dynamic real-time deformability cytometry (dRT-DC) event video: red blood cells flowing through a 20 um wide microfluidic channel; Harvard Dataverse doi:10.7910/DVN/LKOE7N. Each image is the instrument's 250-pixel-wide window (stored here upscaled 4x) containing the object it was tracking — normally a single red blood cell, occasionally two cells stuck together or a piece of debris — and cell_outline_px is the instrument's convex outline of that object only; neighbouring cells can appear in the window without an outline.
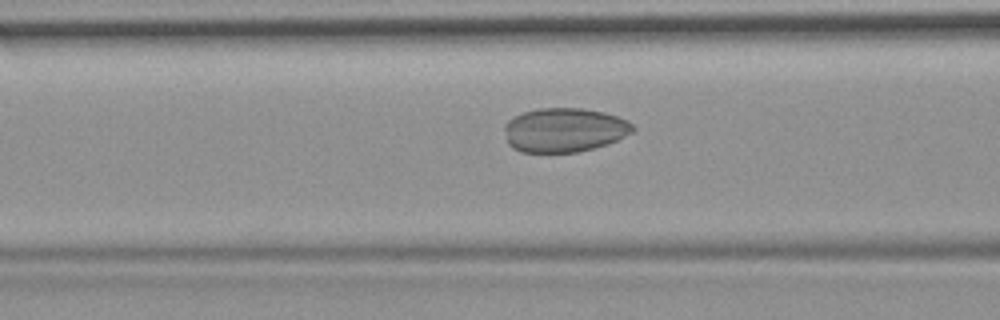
{"species": "common noctule bat (a hibernating species)", "species_latin": "Nyctalus noctula", "temperature_condition": "room temperature", "stored_images_in_passage": 55, "camera_frame_rate_fps": 3000, "um_per_image_px": 0.085, "animal": {"sex": "female", "body_mass_g": 19.9}, "frame": {"image": 1, "passage_image": 22, "time_ms": 7.0, "image_size_px": [1000, 320], "cell_outline_px": [[636, 128], [632, 132], [608, 144], [576, 152], [520, 152], [512, 148], [508, 144], [504, 128], [504, 124], [508, 120], [524, 112], [536, 108], [580, 108], [604, 112], [628, 120]], "centroid_in_image_um": [47.95, 11.05], "position_along_channel_um": 118.6, "area_um2": 33.06}}
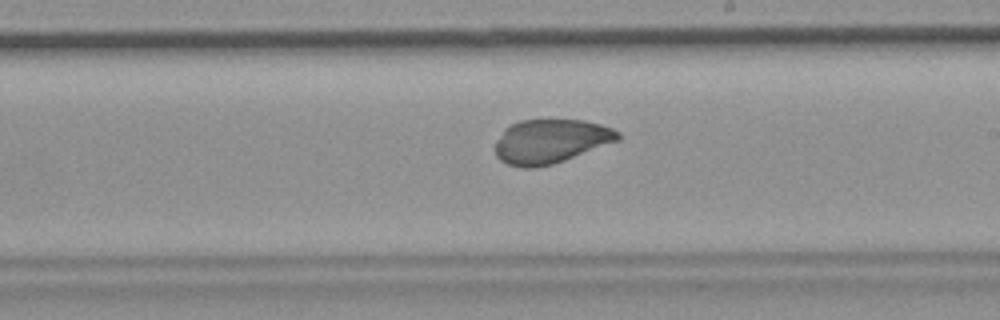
{"frame": {"image": 2, "passage_image": 32, "time_ms": 10.333, "image_size_px": [1000, 320], "cell_outline_px": [[620, 140], [564, 160], [552, 164], [536, 168], [524, 168], [508, 164], [500, 160], [496, 156], [496, 140], [504, 128], [520, 120], [584, 120], [600, 124], [612, 128], [620, 132]], "centroid_in_image_um": [46.8, 12.01], "position_along_channel_um": 242.2, "area_um2": 31.5}}
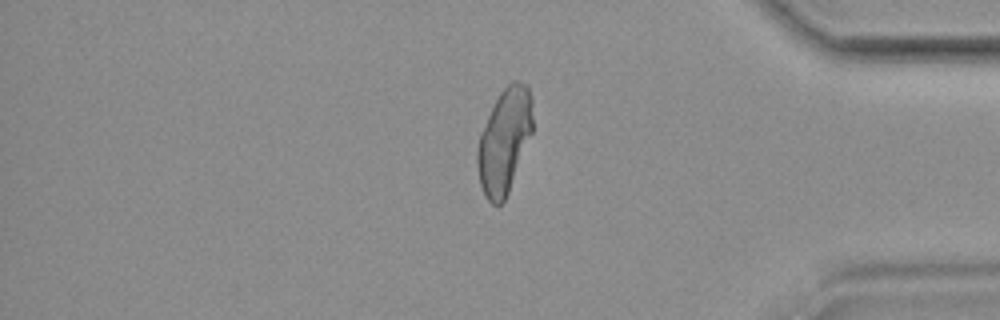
{"frame": {"image": 3, "passage_image": 46, "time_ms": 15.0, "image_size_px": [1000, 320], "cell_outline_px": [[532, 132], [508, 192], [504, 200], [500, 204], [492, 204], [488, 200], [480, 184], [476, 164], [476, 152], [480, 132], [500, 92], [512, 80], [520, 80], [528, 84], [532, 96]], "centroid_in_image_um": [42.87, 11.92], "position_along_channel_um": 392.3, "area_um2": 33.64}}